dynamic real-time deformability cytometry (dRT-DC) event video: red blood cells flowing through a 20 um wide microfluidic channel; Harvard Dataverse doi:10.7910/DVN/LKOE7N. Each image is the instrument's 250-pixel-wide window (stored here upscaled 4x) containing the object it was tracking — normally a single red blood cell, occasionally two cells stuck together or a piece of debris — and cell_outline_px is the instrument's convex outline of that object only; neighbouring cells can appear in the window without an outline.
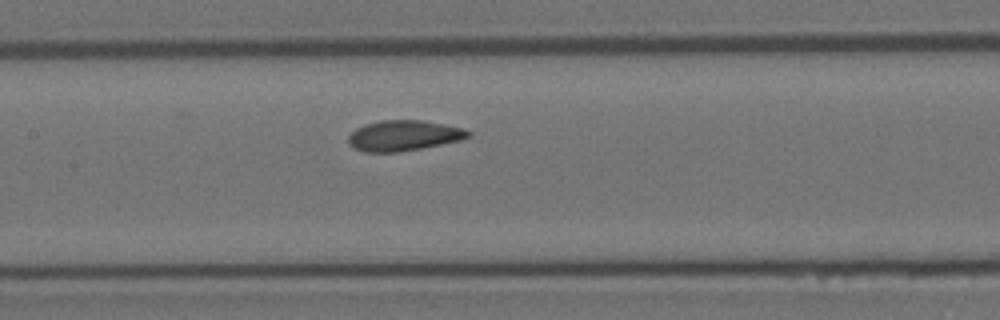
{"species": "Egyptian fruit bat (a non-hibernating species)", "species_latin": "Rousettus aegyptiacus", "temperature_condition": "room temperature", "stored_images_in_passage": 7, "camera_frame_rate_fps": 3000, "um_per_image_px": 0.085, "animal": {"sex": "female"}, "frame": {"image": 1, "passage_image": 7, "time_ms": 2.0, "image_size_px": [1000, 320], "cell_outline_px": [[472, 136], [460, 140], [400, 152], [364, 152], [352, 148], [348, 144], [348, 136], [356, 128], [364, 124], [380, 120], [424, 120], [464, 128], [472, 132]], "centroid_in_image_um": [34.3, 11.52], "position_along_channel_um": 173.1, "area_um2": 21.5}}